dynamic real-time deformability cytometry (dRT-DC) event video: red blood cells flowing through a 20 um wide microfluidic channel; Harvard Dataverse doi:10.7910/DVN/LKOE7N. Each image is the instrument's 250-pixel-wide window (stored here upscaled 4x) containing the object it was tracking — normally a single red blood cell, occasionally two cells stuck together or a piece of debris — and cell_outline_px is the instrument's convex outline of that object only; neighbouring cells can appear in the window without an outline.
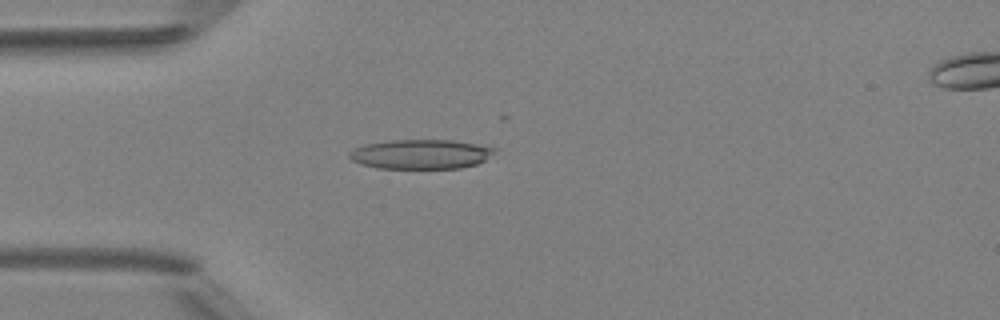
{"species": "Egyptian fruit bat (a non-hibernating species)", "species_latin": "Rousettus aegyptiacus", "temperature_condition": "room temperature", "stored_images_in_passage": 36, "camera_frame_rate_fps": 3000, "um_per_image_px": 0.085, "animal": {"sex": "female"}, "frame": {"image": 1, "passage_image": 1, "time_ms": 0.0, "image_size_px": [1000, 320], "cell_outline_px": [[496, 148], [484, 160], [476, 164], [460, 168], [376, 168], [352, 160], [348, 156], [348, 152], [352, 148], [364, 144], [388, 140], [452, 140], [476, 144]], "centroid_in_image_um": [35.69, 13.09], "position_along_channel_um": 49.3, "area_um2": 24.8}}
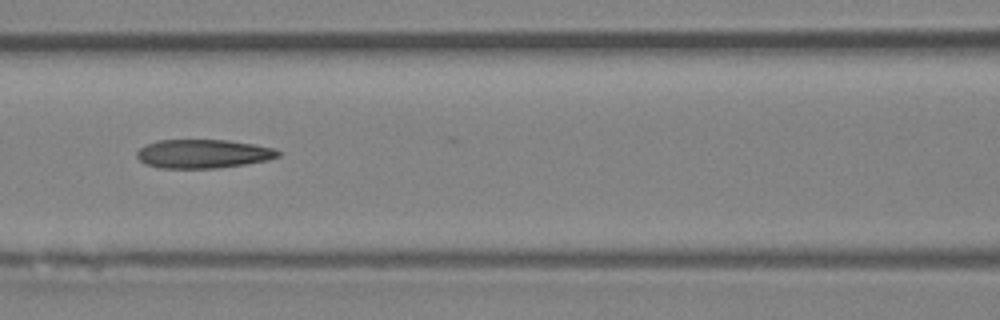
{"frame": {"image": 2, "passage_image": 9, "time_ms": 2.667, "image_size_px": [1000, 320], "cell_outline_px": [[280, 156], [268, 160], [244, 164], [216, 168], [160, 168], [144, 164], [136, 156], [136, 152], [144, 144], [160, 140], [228, 140], [256, 144], [276, 148], [280, 152]], "centroid_in_image_um": [17.27, 13.06], "position_along_channel_um": 149.3, "area_um2": 23.87}}
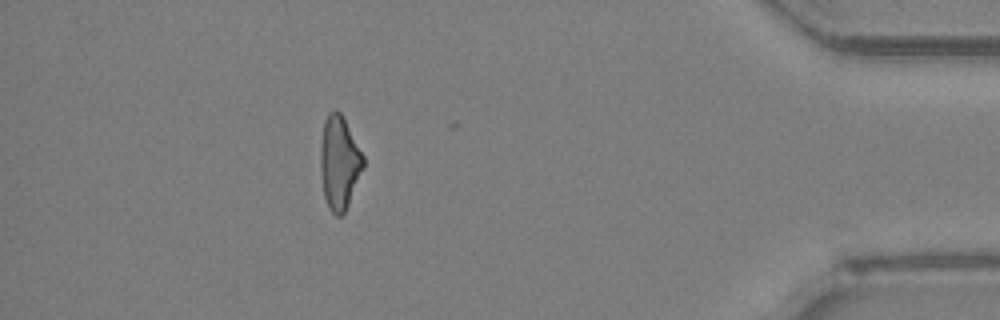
{"frame": {"image": 3, "passage_image": 31, "time_ms": 10.0, "image_size_px": [1000, 320], "cell_outline_px": [[364, 168], [348, 204], [344, 212], [340, 216], [336, 216], [328, 208], [324, 196], [320, 168], [320, 144], [324, 120], [328, 112], [332, 108], [336, 108], [340, 112], [364, 156]], "centroid_in_image_um": [28.82, 13.8], "position_along_channel_um": 406.4, "area_um2": 23.41}, "authors_computed_cell_mechanics": {"area_um2": 23.6113, "velocity_mm_per_s": 4.2089, "shape_relaxation_time_tau1_ms": null, "shape_relaxation_time_tau2_ms": 9.19, "deformation_change_tau1": null, "deformation_change_tau2": 0.2398}}